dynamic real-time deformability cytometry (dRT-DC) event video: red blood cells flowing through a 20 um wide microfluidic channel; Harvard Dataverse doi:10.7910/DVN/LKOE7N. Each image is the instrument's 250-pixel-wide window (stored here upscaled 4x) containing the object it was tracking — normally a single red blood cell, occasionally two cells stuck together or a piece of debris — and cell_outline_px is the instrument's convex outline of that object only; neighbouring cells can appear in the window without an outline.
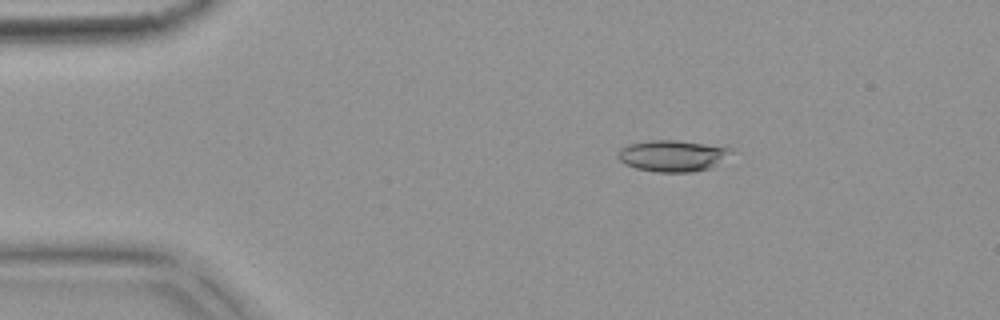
{"species": "common noctule bat (a hibernating species)", "species_latin": "Nyctalus noctula", "temperature_condition": "warm", "stored_images_in_passage": 6, "camera_frame_rate_fps": 3000, "um_per_image_px": 0.085, "animal": {"sex": "female", "body_mass_g": 18.4}, "frame": {"image": 1, "passage_image": 3, "time_ms": 0.667, "image_size_px": [1000, 320], "cell_outline_px": [[732, 152], [712, 168], [692, 172], [656, 172], [636, 168], [624, 164], [616, 156], [620, 148], [628, 144], [652, 140], [676, 140], [732, 148]], "centroid_in_image_um": [57.13, 13.25], "position_along_channel_um": 27.9, "area_um2": 20.63}}
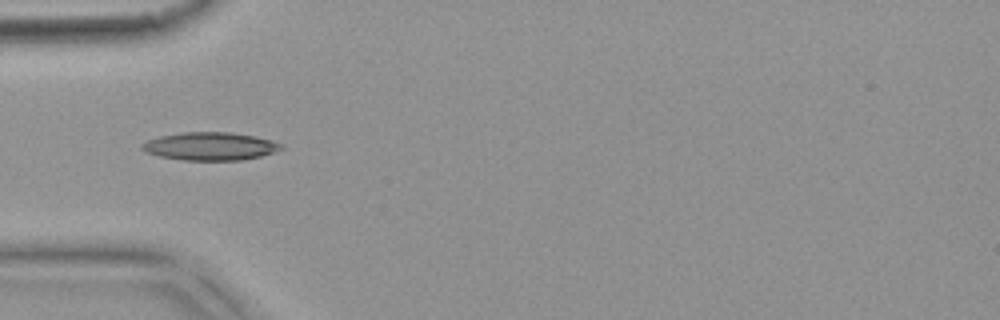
{"frame": {"image": 2, "passage_image": 5, "time_ms": 1.333, "image_size_px": [1000, 320], "cell_outline_px": [[284, 148], [276, 152], [260, 156], [240, 160], [184, 160], [160, 156], [144, 152], [140, 148], [140, 144], [148, 140], [160, 136], [184, 132], [232, 132], [256, 136], [272, 140], [280, 144]], "centroid_in_image_um": [17.86, 12.43], "position_along_channel_um": 67.1, "area_um2": 22.77}}
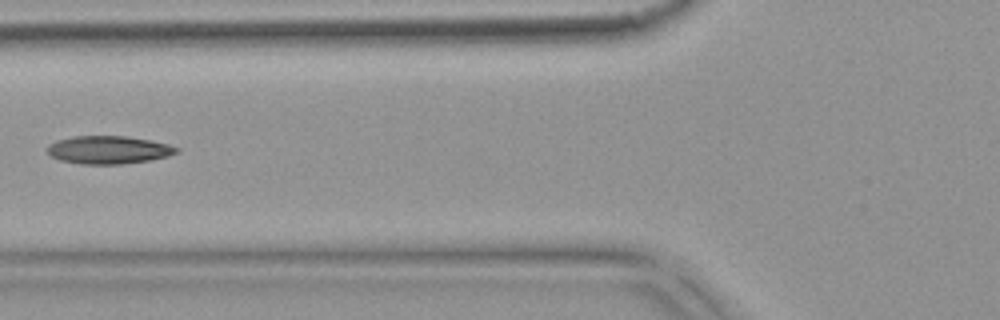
{"frame": {"image": 3, "passage_image": 6, "time_ms": 1.667, "image_size_px": [1000, 320], "cell_outline_px": [[180, 152], [168, 156], [148, 160], [120, 164], [80, 164], [60, 160], [48, 156], [48, 144], [56, 140], [72, 136], [128, 136], [152, 140], [168, 144], [180, 148]], "centroid_in_image_um": [9.22, 12.73], "position_along_channel_um": 116.6, "area_um2": 21.27}}